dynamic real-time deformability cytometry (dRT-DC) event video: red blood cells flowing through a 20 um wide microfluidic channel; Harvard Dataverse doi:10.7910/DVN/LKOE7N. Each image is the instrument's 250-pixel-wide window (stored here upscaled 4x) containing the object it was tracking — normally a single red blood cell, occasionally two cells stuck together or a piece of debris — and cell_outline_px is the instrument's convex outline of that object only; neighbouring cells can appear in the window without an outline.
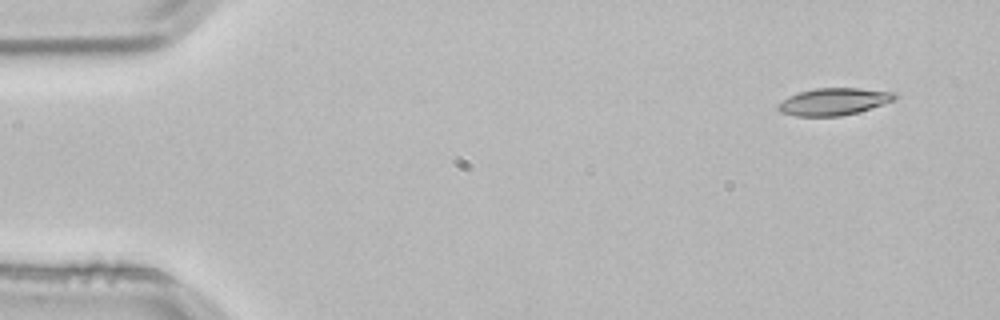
{"species": "common noctule bat (a hibernating species)", "species_latin": "Nyctalus noctula", "temperature_condition": "room temperature", "stored_images_in_passage": 4, "camera_frame_rate_fps": 3000, "um_per_image_px": 0.085, "animal": {"sex": "male", "body_mass_g": 21.5, "forearm_length_mm": 52.0}, "frame": {"image": 1, "passage_image": 1, "time_ms": 0.0, "image_size_px": [1000, 320], "cell_outline_px": [[900, 96], [896, 100], [884, 104], [856, 112], [840, 116], [796, 116], [780, 112], [776, 108], [776, 104], [788, 96], [800, 92], [816, 88], [860, 88], [896, 92]], "centroid_in_image_um": [70.89, 8.63], "position_along_channel_um": 14.1, "area_um2": 18.61}}
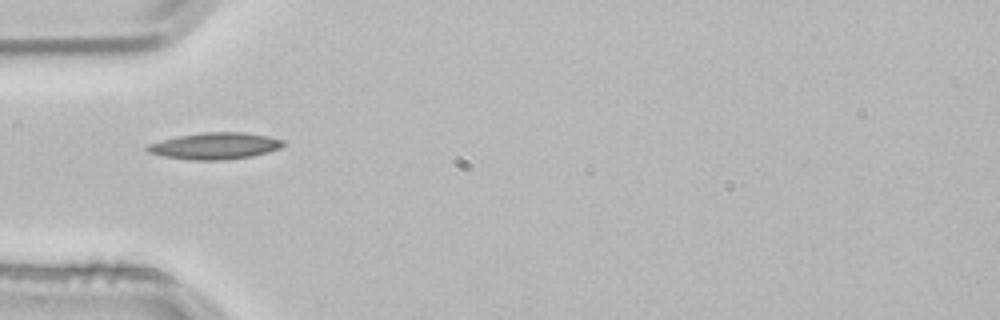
{"frame": {"image": 2, "passage_image": 4, "time_ms": 1.0, "image_size_px": [1000, 320], "cell_outline_px": [[284, 144], [280, 148], [268, 152], [252, 156], [224, 160], [192, 160], [164, 156], [148, 152], [144, 148], [148, 144], [176, 136], [204, 132], [244, 132], [268, 136], [284, 140]], "centroid_in_image_um": [18.27, 12.4], "position_along_channel_um": 66.7, "area_um2": 21.1}}